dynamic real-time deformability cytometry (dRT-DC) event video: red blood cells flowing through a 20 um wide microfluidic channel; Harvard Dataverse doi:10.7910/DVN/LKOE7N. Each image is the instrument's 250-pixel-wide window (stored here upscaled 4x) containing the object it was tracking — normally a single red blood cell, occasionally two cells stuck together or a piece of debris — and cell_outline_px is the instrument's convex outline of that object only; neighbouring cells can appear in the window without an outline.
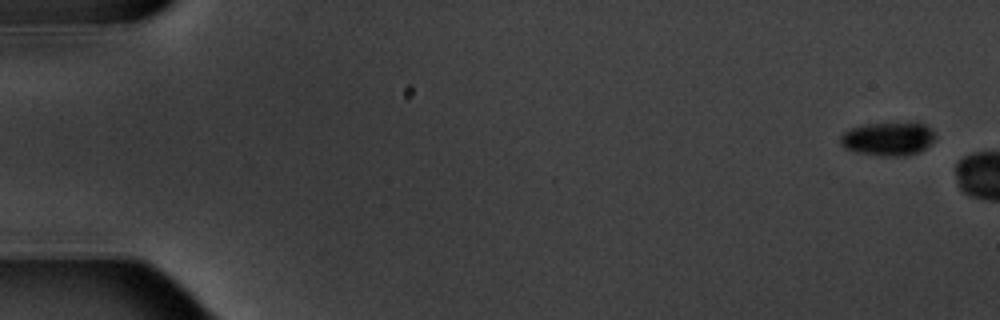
{"species": "common noctule bat (a hibernating species)", "species_latin": "Nyctalus noctula", "temperature_condition": "warm", "stored_images_in_passage": 3, "camera_frame_rate_fps": 3000, "um_per_image_px": 0.085, "animal": {"sex": "male", "body_mass_g": 20.1, "forearm_length_mm": 53.5}, "frame": {"image": 1, "passage_image": 1, "time_ms": 0.0, "image_size_px": [1000, 320], "cell_outline_px": [[936, 140], [920, 152], [904, 156], [880, 156], [856, 152], [844, 148], [840, 144], [840, 136], [848, 128], [860, 124], [916, 120], [924, 124], [936, 136]], "centroid_in_image_um": [75.49, 11.76], "position_along_channel_um": 9.5, "area_um2": 19.42}}